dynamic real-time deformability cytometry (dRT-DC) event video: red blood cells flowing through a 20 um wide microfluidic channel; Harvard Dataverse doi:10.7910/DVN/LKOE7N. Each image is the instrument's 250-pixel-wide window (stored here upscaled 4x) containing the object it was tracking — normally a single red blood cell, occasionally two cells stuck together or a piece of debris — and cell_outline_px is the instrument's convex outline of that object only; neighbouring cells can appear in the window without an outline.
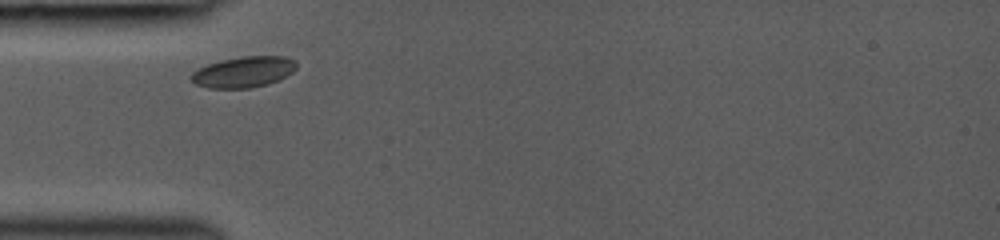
{"species": "common noctule bat (a hibernating species)", "species_latin": "Nyctalus noctula", "temperature_condition": "room temperature", "stored_images_in_passage": 14, "camera_frame_rate_fps": 3000, "um_per_image_px": 0.085, "animal": {"sex": "female", "body_mass_g": 19.0, "forearm_length_mm": 53.3}, "frame": {"image": 1, "passage_image": 1, "time_ms": 0.0, "image_size_px": [1000, 240], "cell_outline_px": [[296, 68], [292, 72], [268, 84], [252, 88], [208, 88], [196, 84], [188, 76], [196, 68], [220, 60], [244, 56], [284, 56], [292, 60], [296, 64]], "centroid_in_image_um": [20.64, 6.12], "position_along_channel_um": 64.4, "area_um2": 18.9}}
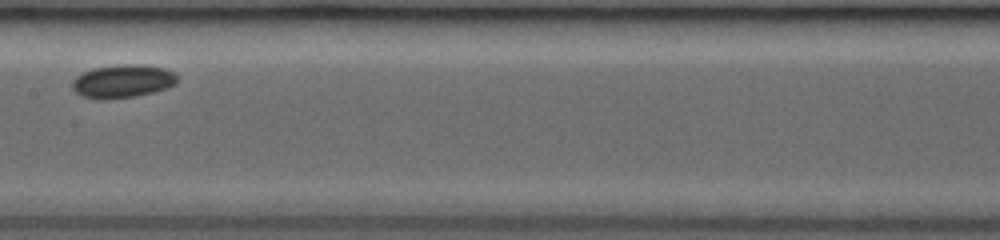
{"frame": {"image": 2, "passage_image": 7, "time_ms": 3.333, "image_size_px": [1000, 240], "cell_outline_px": [[176, 84], [168, 88], [136, 96], [100, 100], [80, 96], [72, 88], [72, 80], [76, 76], [92, 68], [120, 64], [144, 64], [164, 68], [172, 72], [176, 76]], "centroid_in_image_um": [10.4, 6.9], "position_along_channel_um": 197.0, "area_um2": 20.46}}
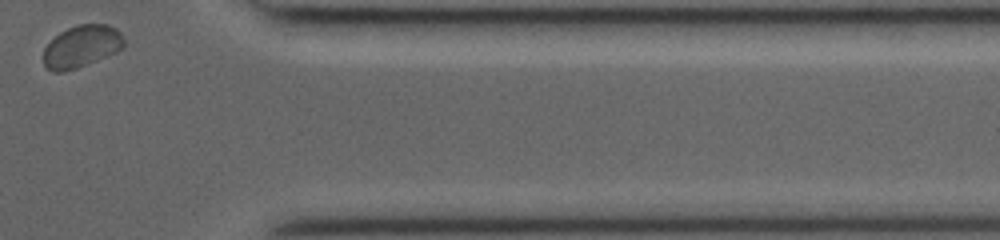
{"frame": {"image": 3, "passage_image": 14, "time_ms": 8.667, "image_size_px": [1000, 240], "cell_outline_px": [[124, 44], [116, 52], [76, 68], [64, 72], [52, 72], [44, 64], [44, 48], [60, 32], [76, 24], [108, 24], [116, 28], [120, 32], [124, 40]], "centroid_in_image_um": [6.93, 3.93], "position_along_channel_um": 404.5, "area_um2": 19.54}}